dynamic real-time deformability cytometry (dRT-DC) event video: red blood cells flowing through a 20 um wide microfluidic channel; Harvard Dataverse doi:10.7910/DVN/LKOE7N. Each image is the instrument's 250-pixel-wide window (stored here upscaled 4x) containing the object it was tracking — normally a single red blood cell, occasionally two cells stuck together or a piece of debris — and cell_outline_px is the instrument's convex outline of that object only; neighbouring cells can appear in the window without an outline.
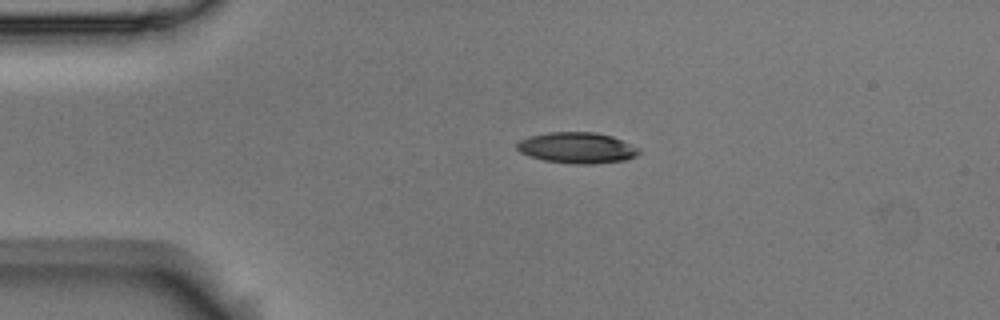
{"species": "Egyptian fruit bat (a non-hibernating species)", "species_latin": "Rousettus aegyptiacus", "temperature_condition": "room temperature", "stored_images_in_passage": 45, "camera_frame_rate_fps": 3000, "um_per_image_px": 0.085, "animal": {"sex": "male"}, "frame": {"image": 1, "passage_image": 1, "time_ms": 0.0, "image_size_px": [1000, 320], "cell_outline_px": [[640, 152], [636, 156], [624, 160], [592, 164], [572, 164], [544, 160], [520, 152], [516, 148], [516, 144], [520, 140], [532, 136], [548, 132], [596, 132], [612, 136], [640, 148]], "centroid_in_image_um": [49.07, 12.56], "position_along_channel_um": 35.9, "area_um2": 21.91}}
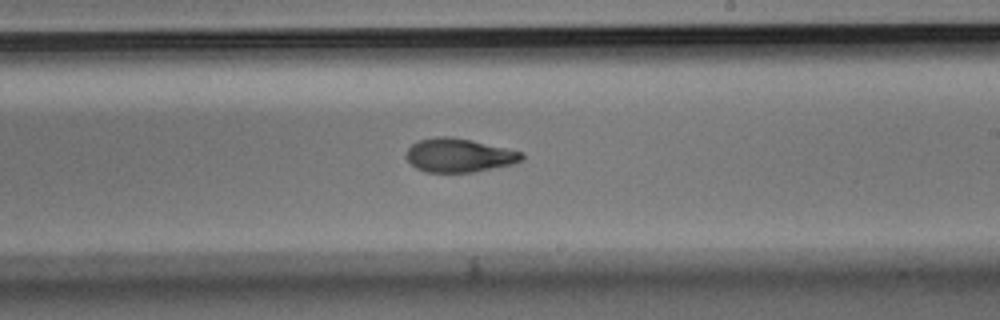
{"frame": {"image": 2, "passage_image": 22, "time_ms": 7.0, "image_size_px": [1000, 320], "cell_outline_px": [[524, 160], [512, 164], [472, 172], [424, 172], [416, 168], [408, 160], [408, 148], [412, 144], [420, 140], [436, 136], [444, 136], [468, 140], [524, 152]], "centroid_in_image_um": [39.03, 13.21], "position_along_channel_um": 250.0, "area_um2": 22.31}}
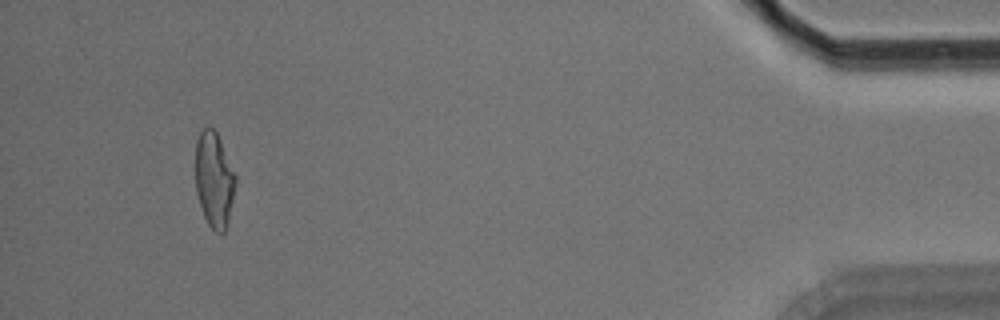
{"frame": {"image": 3, "passage_image": 42, "time_ms": 13.667, "image_size_px": [1000, 320], "cell_outline_px": [[236, 180], [228, 224], [224, 232], [216, 232], [208, 224], [204, 216], [196, 192], [196, 140], [200, 132], [204, 128], [212, 128], [216, 132], [220, 140], [236, 176]], "centroid_in_image_um": [18.2, 15.29], "position_along_channel_um": 417.0, "area_um2": 21.96}, "authors_computed_cell_mechanics": {"area_um2": 23.1778, "velocity_mm_per_s": 3.5537, "shape_relaxation_time_tau1_ms": 6.943, "shape_relaxation_time_tau2_ms": 2.7424, "deformation_change_tau1": 0.2017, "deformation_change_tau2": 0.0937}}